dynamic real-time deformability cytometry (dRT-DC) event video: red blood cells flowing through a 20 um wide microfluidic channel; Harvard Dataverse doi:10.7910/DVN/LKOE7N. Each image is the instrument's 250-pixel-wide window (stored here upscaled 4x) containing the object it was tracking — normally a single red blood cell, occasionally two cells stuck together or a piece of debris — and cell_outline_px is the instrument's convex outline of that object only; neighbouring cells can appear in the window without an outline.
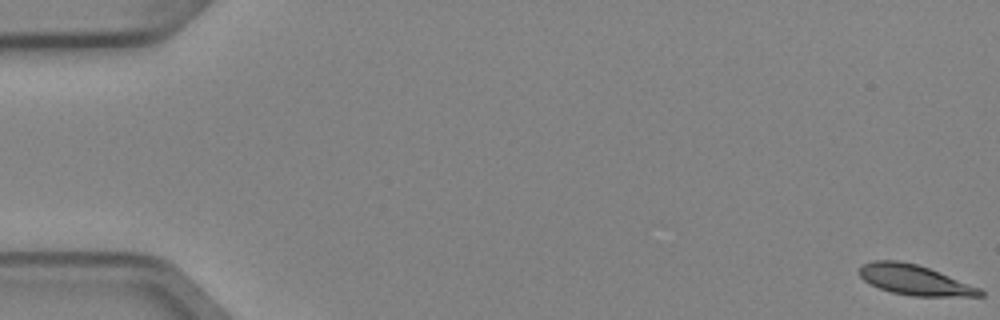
{"species": "Egyptian fruit bat (a non-hibernating species)", "species_latin": "Rousettus aegyptiacus", "temperature_condition": "cold", "stored_images_in_passage": 5, "camera_frame_rate_fps": 3000, "um_per_image_px": 0.085, "animal": {"sex": "female"}, "frame": {"image": 1, "passage_image": 1, "time_ms": 0.0, "image_size_px": [1000, 320], "cell_outline_px": [[984, 296], [912, 296], [892, 292], [868, 284], [856, 272], [860, 264], [872, 260], [900, 260], [916, 264], [928, 268], [980, 288], [984, 292]], "centroid_in_image_um": [77.66, 23.78], "position_along_channel_um": 7.3, "area_um2": 21.27}}
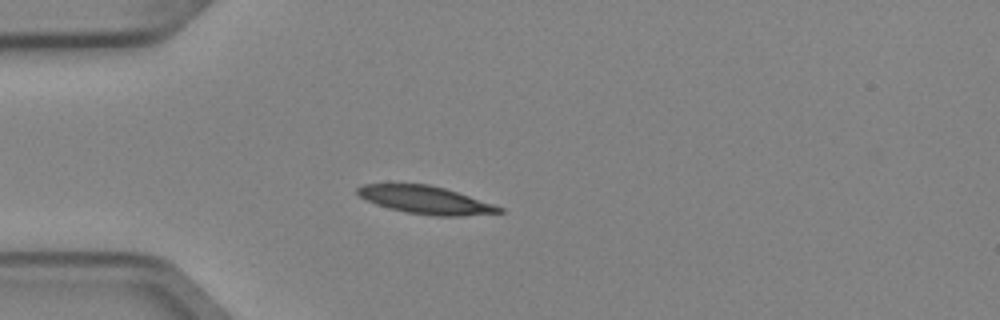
{"frame": {"image": 2, "passage_image": 5, "time_ms": 1.333, "image_size_px": [1000, 320], "cell_outline_px": [[504, 212], [460, 216], [436, 216], [408, 212], [376, 204], [360, 196], [356, 192], [356, 188], [364, 184], [428, 184], [444, 188], [504, 208]], "centroid_in_image_um": [36.17, 16.99], "position_along_channel_um": 48.8, "area_um2": 22.43}}